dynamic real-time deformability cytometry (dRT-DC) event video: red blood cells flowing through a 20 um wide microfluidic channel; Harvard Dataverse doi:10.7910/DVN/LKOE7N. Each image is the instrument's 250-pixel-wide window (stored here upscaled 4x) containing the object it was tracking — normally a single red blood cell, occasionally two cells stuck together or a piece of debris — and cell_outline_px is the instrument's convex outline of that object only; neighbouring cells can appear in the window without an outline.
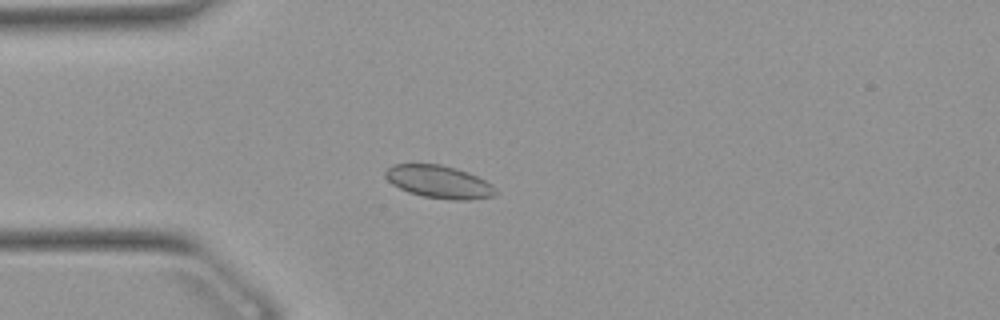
{"species": "Egyptian fruit bat (a non-hibernating species)", "species_latin": "Rousettus aegyptiacus", "temperature_condition": "warm", "stored_images_in_passage": 4, "camera_frame_rate_fps": 3000, "um_per_image_px": 0.085, "animal": {"sex": "female"}, "frame": {"image": 1, "passage_image": 4, "time_ms": 1.0, "image_size_px": [1000, 320], "cell_outline_px": [[496, 196], [468, 200], [452, 200], [424, 196], [408, 192], [392, 184], [384, 176], [384, 172], [392, 164], [440, 164], [456, 168], [468, 172], [492, 184], [496, 188]], "centroid_in_image_um": [37.32, 15.45], "position_along_channel_um": 47.7, "area_um2": 21.04}}